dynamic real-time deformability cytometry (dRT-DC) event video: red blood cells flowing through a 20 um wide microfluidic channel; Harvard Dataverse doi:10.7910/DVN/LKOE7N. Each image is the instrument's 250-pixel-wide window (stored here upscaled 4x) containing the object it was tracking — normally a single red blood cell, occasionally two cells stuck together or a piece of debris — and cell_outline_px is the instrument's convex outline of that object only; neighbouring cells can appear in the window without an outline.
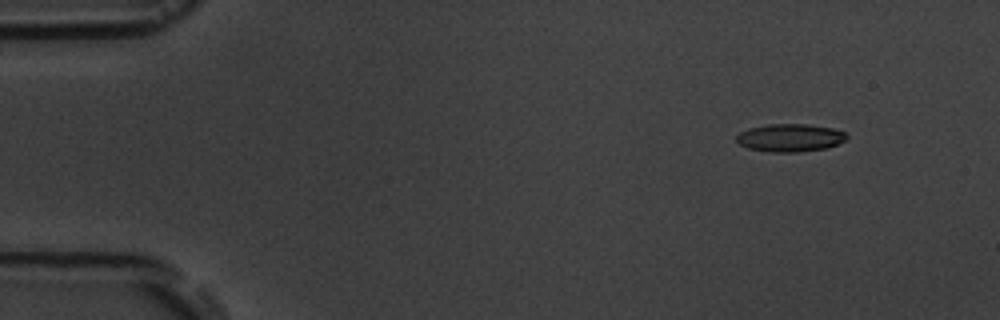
{"species": "common noctule bat (a hibernating species)", "species_latin": "Nyctalus noctula", "temperature_condition": "room temperature", "stored_images_in_passage": 5, "camera_frame_rate_fps": 3000, "um_per_image_px": 0.085, "animal": {"sex": "male", "body_mass_g": 19.5, "forearm_length_mm": 54.6}, "frame": {"image": 1, "passage_image": 2, "time_ms": 1.333, "image_size_px": [1000, 320], "cell_outline_px": [[848, 136], [844, 140], [828, 148], [796, 152], [772, 152], [748, 148], [740, 144], [736, 140], [736, 136], [740, 132], [748, 128], [768, 124], [808, 124], [832, 128], [848, 132]], "centroid_in_image_um": [67.17, 11.7], "position_along_channel_um": 17.8, "area_um2": 17.92}}
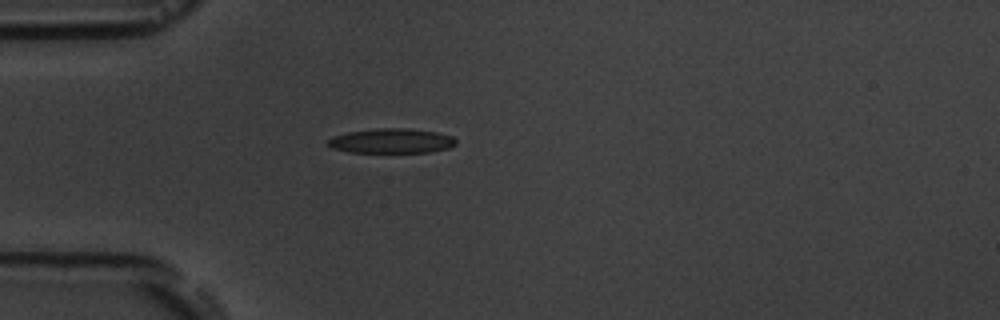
{"frame": {"image": 2, "passage_image": 5, "time_ms": 4.667, "image_size_px": [1000, 320], "cell_outline_px": [[456, 144], [448, 148], [432, 152], [348, 152], [332, 148], [324, 144], [332, 136], [348, 132], [376, 128], [404, 128], [436, 132], [452, 136], [456, 140]], "centroid_in_image_um": [33.24, 11.98], "position_along_channel_um": 51.8, "area_um2": 18.5}}